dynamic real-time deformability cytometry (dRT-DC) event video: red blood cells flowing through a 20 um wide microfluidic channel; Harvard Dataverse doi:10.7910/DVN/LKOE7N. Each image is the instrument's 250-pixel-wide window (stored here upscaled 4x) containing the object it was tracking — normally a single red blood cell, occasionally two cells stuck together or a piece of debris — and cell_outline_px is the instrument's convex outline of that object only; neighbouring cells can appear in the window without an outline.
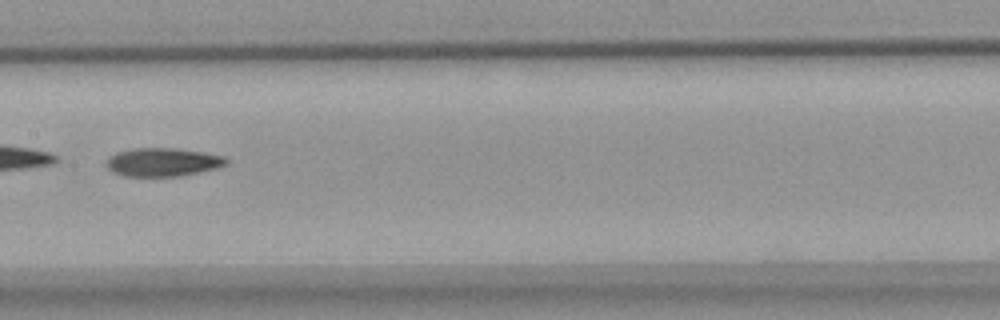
{"species": "common noctule bat (a hibernating species)", "species_latin": "Nyctalus noctula", "temperature_condition": "warm", "stored_images_in_passage": 13, "camera_frame_rate_fps": 3000, "um_per_image_px": 0.085, "animal": {"sex": "female", "body_mass_g": 18.4}, "frame": {"image": 1, "passage_image": 7, "time_ms": 8.667, "image_size_px": [1000, 320], "cell_outline_px": [[228, 164], [216, 168], [180, 176], [124, 176], [112, 172], [104, 164], [108, 156], [116, 152], [136, 148], [176, 148], [224, 156], [228, 160]], "centroid_in_image_um": [13.79, 13.78], "position_along_channel_um": 193.6, "area_um2": 19.88}}
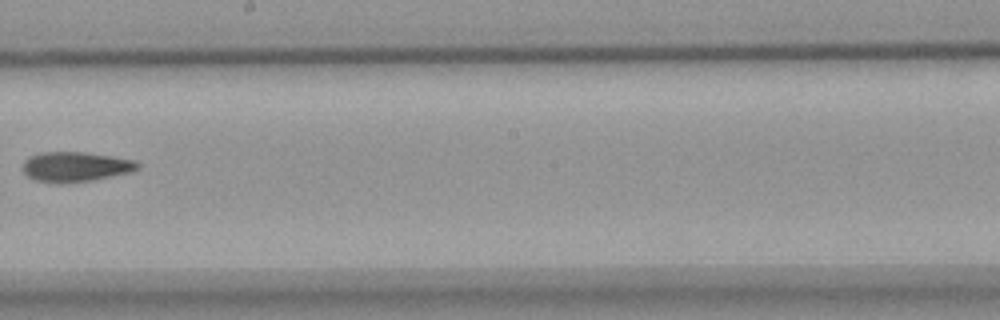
{"frame": {"image": 2, "passage_image": 8, "time_ms": 10.0, "image_size_px": [1000, 320], "cell_outline_px": [[140, 168], [132, 172], [92, 180], [60, 184], [56, 184], [32, 180], [24, 172], [24, 160], [28, 156], [44, 152], [84, 152], [112, 156], [136, 160], [140, 164]], "centroid_in_image_um": [6.43, 14.18], "position_along_channel_um": 241.8, "area_um2": 20.29}}
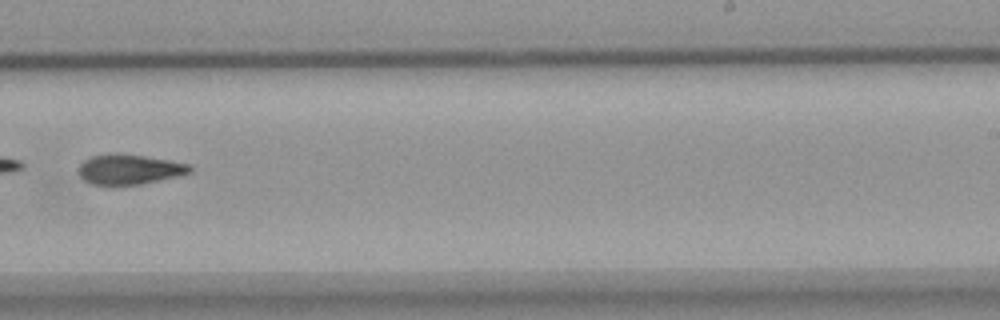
{"frame": {"image": 3, "passage_image": 9, "time_ms": 11.0, "image_size_px": [1000, 320], "cell_outline_px": [[192, 172], [180, 176], [140, 184], [108, 188], [92, 184], [84, 180], [80, 176], [80, 164], [84, 160], [92, 156], [144, 156], [192, 164]], "centroid_in_image_um": [11.03, 14.47], "position_along_channel_um": 278.0, "area_um2": 19.36}}